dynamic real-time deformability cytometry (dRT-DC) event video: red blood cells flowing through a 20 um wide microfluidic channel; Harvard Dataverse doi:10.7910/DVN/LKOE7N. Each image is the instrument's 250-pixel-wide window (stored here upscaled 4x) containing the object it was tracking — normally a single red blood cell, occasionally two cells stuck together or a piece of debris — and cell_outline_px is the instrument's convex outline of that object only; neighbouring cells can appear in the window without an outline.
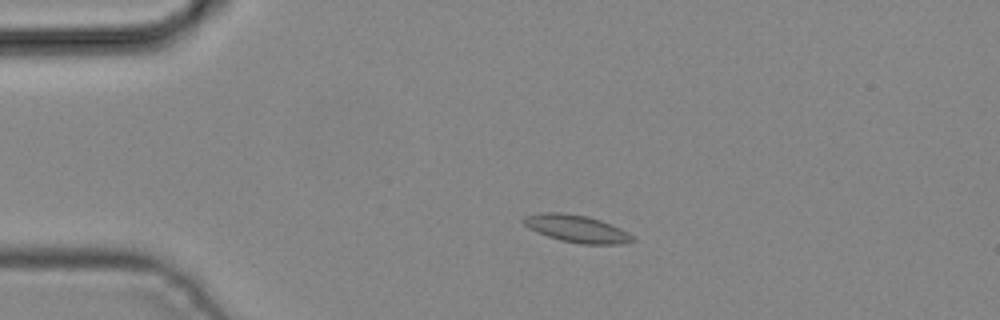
{"species": "common noctule bat (a hibernating species)", "species_latin": "Nyctalus noctula", "temperature_condition": "cold", "stored_images_in_passage": 4, "camera_frame_rate_fps": 3000, "um_per_image_px": 0.085, "animal": {"sex": "male", "body_mass_g": 19.2, "forearm_length_mm": 51.8}, "frame": {"image": 1, "passage_image": 3, "time_ms": 0.667, "image_size_px": [1000, 320], "cell_outline_px": [[636, 240], [624, 244], [580, 244], [560, 240], [548, 236], [528, 228], [520, 220], [524, 216], [540, 212], [564, 212], [588, 216], [612, 224], [636, 236]], "centroid_in_image_um": [49.03, 19.43], "position_along_channel_um": 36.0, "area_um2": 17.69}}